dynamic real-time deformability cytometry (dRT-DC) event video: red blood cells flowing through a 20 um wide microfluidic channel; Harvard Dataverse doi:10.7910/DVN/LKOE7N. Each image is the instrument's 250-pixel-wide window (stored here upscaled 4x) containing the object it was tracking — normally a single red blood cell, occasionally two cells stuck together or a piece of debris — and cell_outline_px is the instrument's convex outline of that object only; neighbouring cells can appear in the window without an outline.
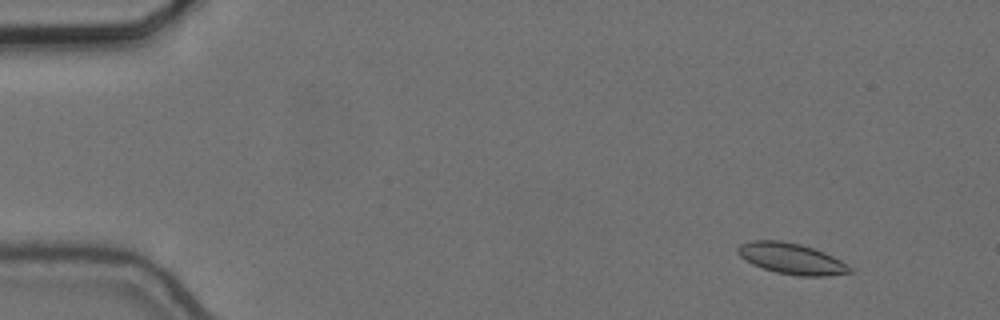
{"species": "common noctule bat (a hibernating species)", "species_latin": "Nyctalus noctula", "temperature_condition": "cold", "stored_images_in_passage": 57, "camera_frame_rate_fps": 3000, "um_per_image_px": 0.085, "animal": {"sex": "female", "body_mass_g": 24.6, "forearm_length_mm": 56.2}, "frame": {"image": 1, "passage_image": 6, "time_ms": 1.667, "image_size_px": [1000, 320], "cell_outline_px": [[852, 272], [824, 276], [800, 276], [776, 272], [752, 264], [740, 256], [736, 252], [736, 248], [740, 244], [752, 240], [780, 240], [800, 244], [824, 252], [840, 260], [852, 268]], "centroid_in_image_um": [67.24, 21.97], "position_along_channel_um": 17.8, "area_um2": 20.06}}
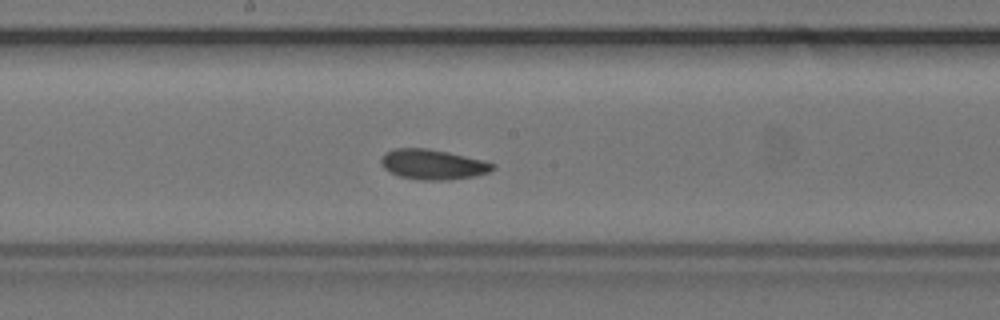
{"frame": {"image": 2, "passage_image": 31, "time_ms": 10.0, "image_size_px": [1000, 320], "cell_outline_px": [[496, 168], [488, 172], [476, 176], [448, 180], [420, 180], [400, 176], [388, 172], [384, 168], [380, 160], [384, 152], [392, 148], [428, 148], [448, 152], [484, 160], [496, 164]], "centroid_in_image_um": [36.79, 13.97], "position_along_channel_um": 211.4, "area_um2": 19.83}}
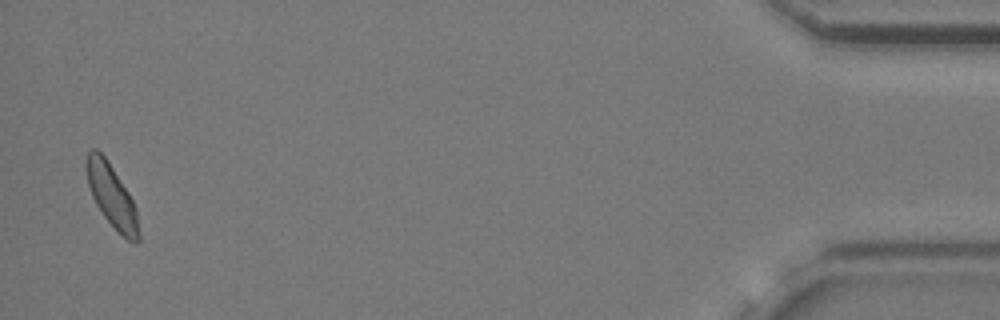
{"frame": {"image": 3, "passage_image": 56, "time_ms": 18.333, "image_size_px": [1000, 320], "cell_outline_px": [[140, 240], [136, 244], [128, 240], [104, 216], [96, 204], [92, 196], [88, 184], [84, 164], [88, 152], [92, 148], [96, 148], [104, 156], [128, 192], [136, 208], [140, 232]], "centroid_in_image_um": [9.49, 16.65], "position_along_channel_um": 425.7, "area_um2": 18.9}, "authors_computed_cell_mechanics": {"area_um2": 19.7098, "velocity_mm_per_s": 3.6287, "shape_relaxation_time_tau1_ms": 4.5792, "shape_relaxation_time_tau2_ms": 3.0193, "deformation_change_tau1": 0.09, "deformation_change_tau2": 0.0784}}